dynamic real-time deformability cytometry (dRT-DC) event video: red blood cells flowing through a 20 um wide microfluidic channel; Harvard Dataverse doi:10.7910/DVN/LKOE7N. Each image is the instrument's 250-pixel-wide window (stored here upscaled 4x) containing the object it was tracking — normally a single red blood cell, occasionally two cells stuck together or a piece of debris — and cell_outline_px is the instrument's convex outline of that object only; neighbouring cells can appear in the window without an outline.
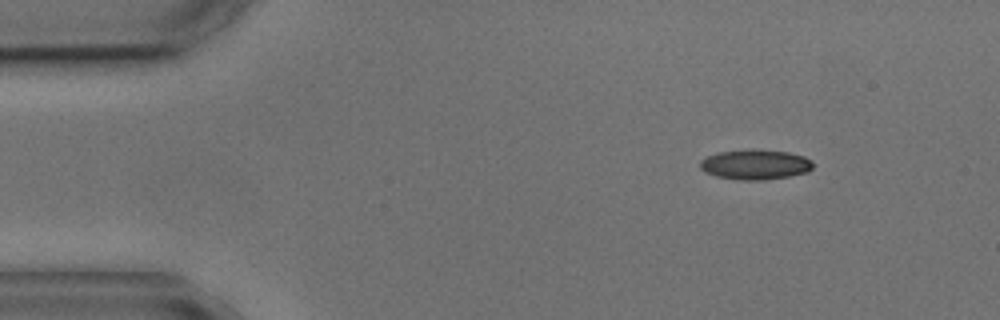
{"species": "common noctule bat (a hibernating species)", "species_latin": "Nyctalus noctula", "temperature_condition": "cold", "stored_images_in_passage": 4, "segment_of_instrument_passage": [2, 2], "camera_frame_rate_fps": 3000, "um_per_image_px": 0.085, "animal": {"sex": "male", "body_mass_g": 17.9, "forearm_length_mm": 54.2}, "frame": {"image": 1, "passage_image": 4, "time_ms": 4.333, "image_size_px": [1000, 320], "cell_outline_px": [[812, 168], [808, 172], [788, 176], [764, 180], [736, 180], [716, 176], [704, 172], [700, 168], [700, 160], [716, 152], [748, 148], [756, 148], [788, 152], [804, 156], [812, 160]], "centroid_in_image_um": [64.17, 13.97], "position_along_channel_um": 20.8, "area_um2": 20.17}}